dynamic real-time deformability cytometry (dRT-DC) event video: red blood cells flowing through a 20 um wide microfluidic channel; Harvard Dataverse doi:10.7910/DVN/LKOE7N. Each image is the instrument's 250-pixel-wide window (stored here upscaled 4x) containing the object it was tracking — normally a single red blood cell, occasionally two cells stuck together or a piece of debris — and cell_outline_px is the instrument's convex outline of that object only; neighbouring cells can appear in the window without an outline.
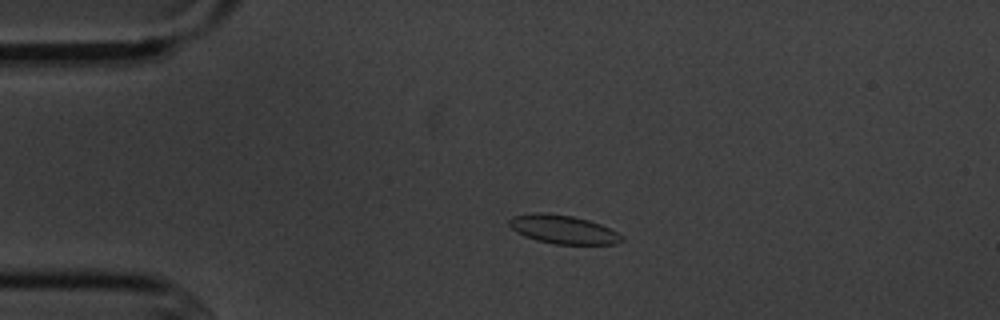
{"species": "common noctule bat (a hibernating species)", "species_latin": "Nyctalus noctula", "temperature_condition": "cold", "stored_images_in_passage": 5, "camera_frame_rate_fps": 3000, "um_per_image_px": 0.085, "animal": {"sex": "male", "body_mass_g": 20.1, "forearm_length_mm": 53.5}, "frame": {"image": 1, "passage_image": 4, "time_ms": 3.333, "image_size_px": [1000, 320], "cell_outline_px": [[624, 240], [616, 244], [556, 244], [536, 240], [524, 236], [516, 232], [508, 224], [508, 220], [512, 216], [532, 212], [544, 212], [572, 216], [588, 220], [600, 224], [624, 236]], "centroid_in_image_um": [47.83, 19.49], "position_along_channel_um": 37.2, "area_um2": 18.84}}